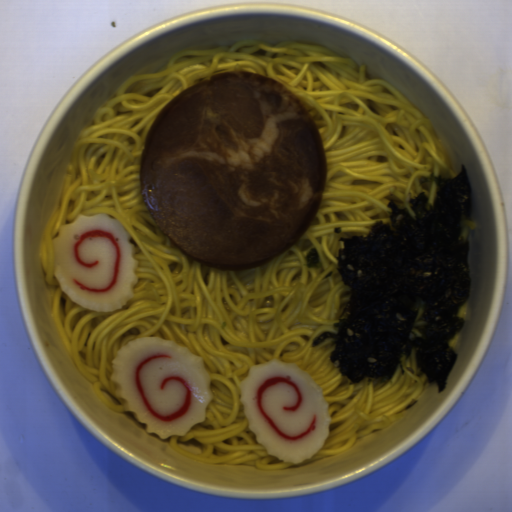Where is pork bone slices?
Wrapping results in <instances>:
<instances>
[{"instance_id": "obj_1", "label": "pork bone slices", "mask_w": 512, "mask_h": 512, "mask_svg": "<svg viewBox=\"0 0 512 512\" xmlns=\"http://www.w3.org/2000/svg\"><path fill=\"white\" fill-rule=\"evenodd\" d=\"M157 228L196 261L248 270L306 236L326 191L321 133L267 75L214 74L156 115L138 170Z\"/></svg>"}]
</instances>
